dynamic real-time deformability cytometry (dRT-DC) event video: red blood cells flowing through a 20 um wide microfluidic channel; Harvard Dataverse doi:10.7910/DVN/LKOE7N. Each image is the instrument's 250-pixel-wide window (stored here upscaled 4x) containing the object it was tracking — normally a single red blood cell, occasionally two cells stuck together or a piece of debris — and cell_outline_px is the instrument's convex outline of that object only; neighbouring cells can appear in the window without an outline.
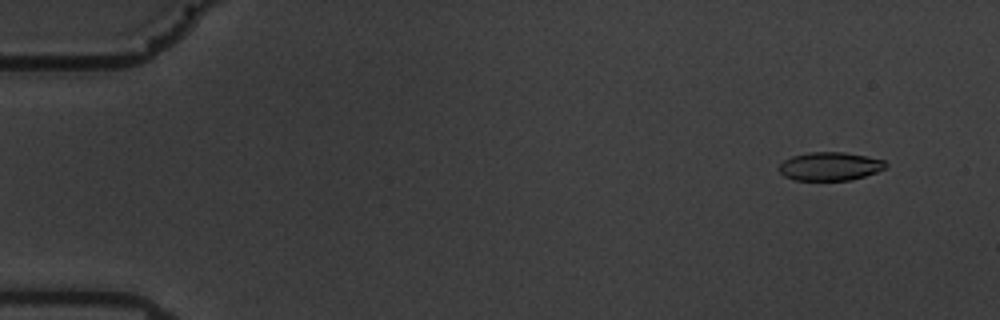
{"species": "common noctule bat (a hibernating species)", "species_latin": "Nyctalus noctula", "temperature_condition": "warm", "stored_images_in_passage": 59, "camera_frame_rate_fps": 3000, "um_per_image_px": 0.085, "animal": {"sex": "male", "body_mass_g": 19.5, "forearm_length_mm": 54.6}, "frame": {"image": 1, "passage_image": 5, "time_ms": 1.333, "image_size_px": [1000, 320], "cell_outline_px": [[888, 164], [884, 168], [876, 172], [852, 180], [796, 180], [784, 176], [780, 172], [780, 164], [784, 160], [792, 156], [808, 152], [844, 152], [884, 160]], "centroid_in_image_um": [70.54, 14.13], "position_along_channel_um": 14.5, "area_um2": 17.51}}
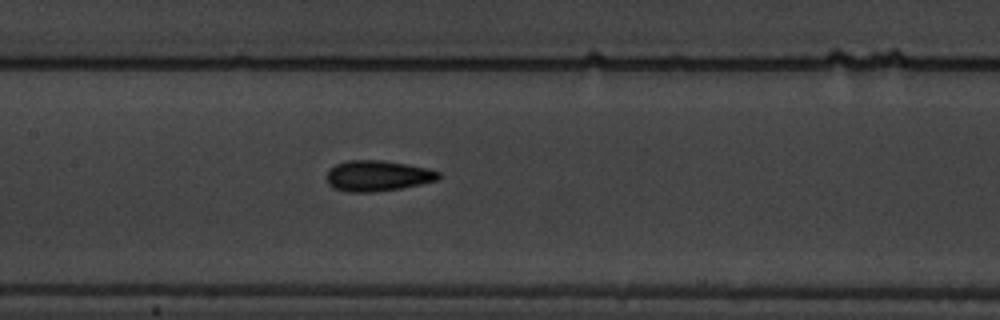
{"frame": {"image": 2, "passage_image": 29, "time_ms": 9.333, "image_size_px": [1000, 320], "cell_outline_px": [[440, 176], [436, 180], [420, 184], [400, 188], [372, 192], [348, 192], [332, 188], [328, 184], [328, 172], [336, 164], [348, 160], [384, 160], [408, 164], [428, 168], [440, 172]], "centroid_in_image_um": [32.1, 14.94], "position_along_channel_um": 175.3, "area_um2": 19.94}}
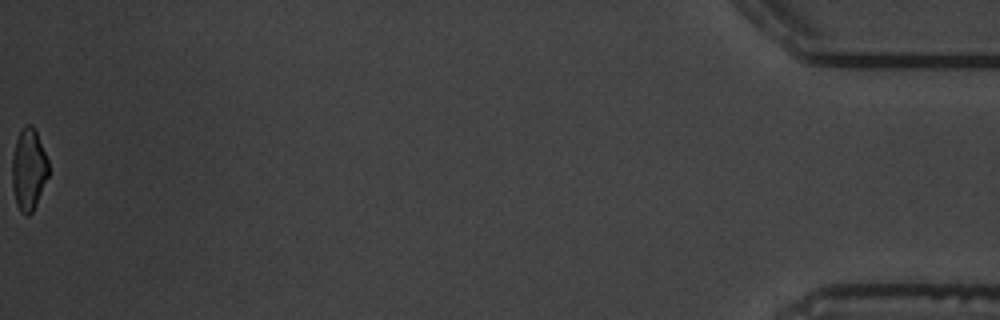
{"frame": {"image": 3, "passage_image": 59, "time_ms": 19.333, "image_size_px": [1000, 320], "cell_outline_px": [[48, 176], [36, 204], [32, 212], [28, 216], [20, 212], [16, 204], [12, 188], [12, 156], [16, 140], [24, 124], [32, 124], [36, 132], [48, 160]], "centroid_in_image_um": [2.42, 14.41], "position_along_channel_um": 432.8, "area_um2": 17.28}, "authors_computed_cell_mechanics": {"area_um2": 18.8428, "velocity_mm_per_s": 3.5369, "shape_relaxation_time_tau1_ms": 5.8581, "shape_relaxation_time_tau2_ms": 1.5833, "deformation_change_tau1": 0.1662, "deformation_change_tau2": 0.0868}}